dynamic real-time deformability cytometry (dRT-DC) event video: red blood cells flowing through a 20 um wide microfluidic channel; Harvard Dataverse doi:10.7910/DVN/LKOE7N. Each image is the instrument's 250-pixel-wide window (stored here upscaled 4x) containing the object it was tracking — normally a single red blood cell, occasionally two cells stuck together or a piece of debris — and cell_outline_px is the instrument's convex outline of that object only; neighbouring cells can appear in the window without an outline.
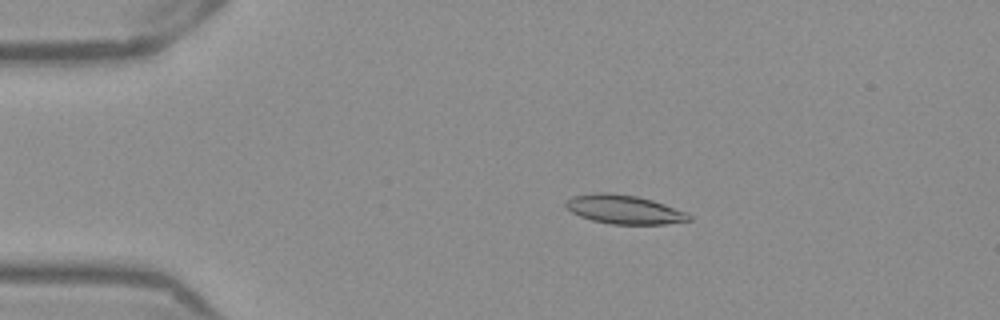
{"species": "Egyptian fruit bat (a non-hibernating species)", "species_latin": "Rousettus aegyptiacus", "temperature_condition": "warm", "stored_images_in_passage": 53, "camera_frame_rate_fps": 3000, "um_per_image_px": 0.085, "frame": {"image": 1, "passage_image": 11, "time_ms": 3.333, "image_size_px": [1000, 320], "cell_outline_px": [[692, 220], [664, 224], [612, 224], [592, 220], [580, 216], [572, 212], [564, 204], [572, 196], [596, 192], [608, 192], [636, 196], [652, 200], [688, 212], [692, 216]], "centroid_in_image_um": [53.08, 17.8], "position_along_channel_um": 31.9, "area_um2": 20.69}}
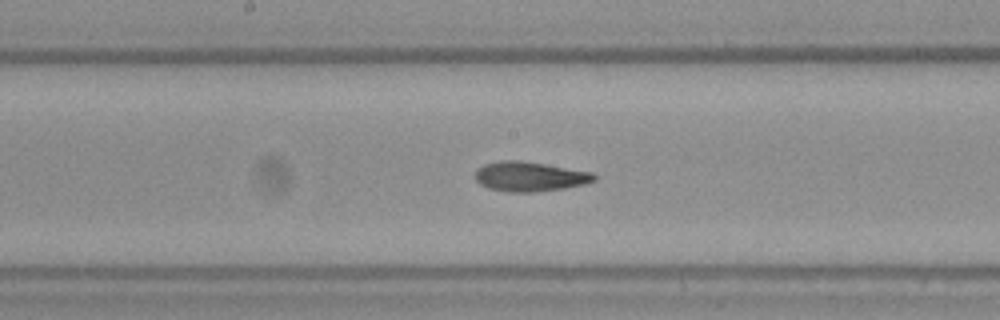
{"frame": {"image": 2, "passage_image": 28, "time_ms": 9.0, "image_size_px": [1000, 320], "cell_outline_px": [[596, 180], [584, 184], [564, 188], [532, 192], [508, 192], [488, 188], [480, 184], [476, 180], [476, 168], [484, 164], [500, 160], [520, 160], [592, 172], [596, 176]], "centroid_in_image_um": [45.0, 15.0], "position_along_channel_um": 203.2, "area_um2": 20.52}}
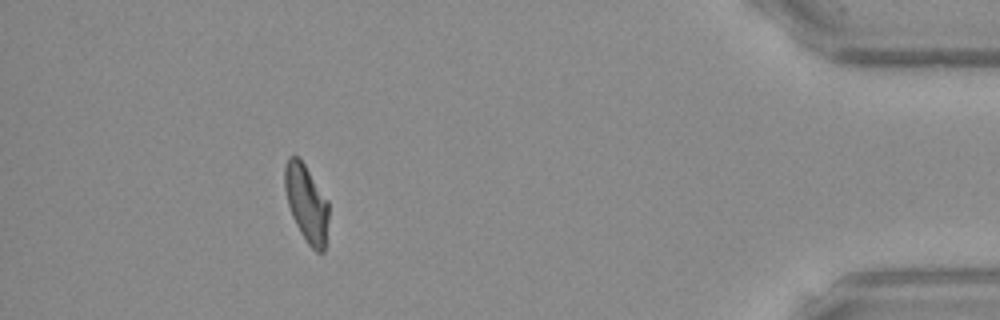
{"frame": {"image": 3, "passage_image": 48, "time_ms": 15.667, "image_size_px": [1000, 320], "cell_outline_px": [[328, 220], [324, 252], [316, 252], [308, 244], [300, 232], [292, 216], [288, 204], [284, 188], [284, 168], [288, 156], [300, 156], [328, 200]], "centroid_in_image_um": [26.04, 17.24], "position_along_channel_um": 409.2, "area_um2": 19.94}, "authors_computed_cell_mechanics": {"area_um2": 20.4612, "velocity_mm_per_s": 3.9101, "shape_relaxation_time_tau1_ms": 4.4632, "shape_relaxation_time_tau2_ms": 1.8284, "deformation_change_tau1": 0.1825, "deformation_change_tau2": 0.1006}}